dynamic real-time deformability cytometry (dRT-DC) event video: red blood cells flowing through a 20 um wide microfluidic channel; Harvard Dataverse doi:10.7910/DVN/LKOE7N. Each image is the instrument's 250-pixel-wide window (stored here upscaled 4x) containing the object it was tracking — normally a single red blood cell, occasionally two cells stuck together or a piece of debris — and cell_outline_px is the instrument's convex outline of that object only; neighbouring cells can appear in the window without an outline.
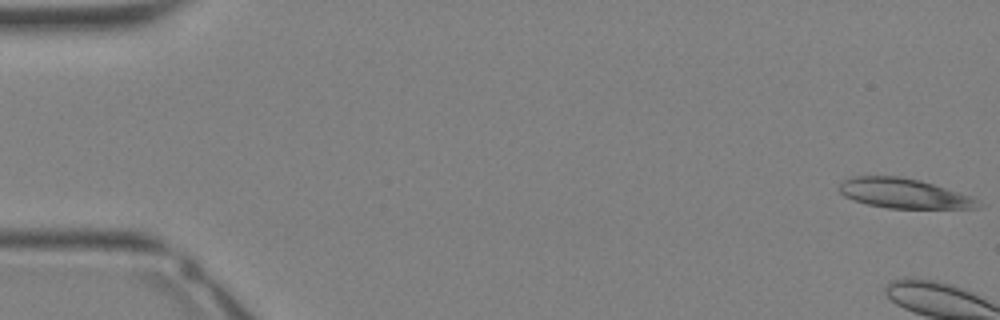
{"species": "Egyptian fruit bat (a non-hibernating species)", "species_latin": "Rousettus aegyptiacus", "temperature_condition": "warm", "stored_images_in_passage": 4, "camera_frame_rate_fps": 3000, "um_per_image_px": 0.085, "animal": {"sex": "female"}, "frame": {"image": 1, "passage_image": 1, "time_ms": 0.0, "image_size_px": [1000, 320], "cell_outline_px": [[980, 208], [888, 208], [868, 204], [844, 196], [840, 192], [840, 184], [844, 180], [856, 176], [900, 176], [920, 180], [972, 196], [976, 200]], "centroid_in_image_um": [76.82, 16.43], "position_along_channel_um": 8.2, "area_um2": 23.7}}